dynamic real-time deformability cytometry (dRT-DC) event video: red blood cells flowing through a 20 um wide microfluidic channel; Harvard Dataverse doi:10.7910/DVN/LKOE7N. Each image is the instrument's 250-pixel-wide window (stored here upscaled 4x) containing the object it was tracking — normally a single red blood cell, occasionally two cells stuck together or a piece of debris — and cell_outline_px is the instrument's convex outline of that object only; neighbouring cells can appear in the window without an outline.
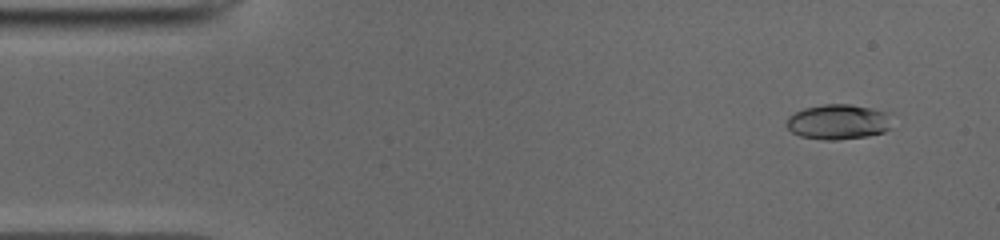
{"species": "common noctule bat (a hibernating species)", "species_latin": "Nyctalus noctula", "temperature_condition": "cold", "stored_images_in_passage": 42, "camera_frame_rate_fps": 3000, "um_per_image_px": 0.085, "animal": {"sex": "male", "body_mass_g": 19.0, "forearm_length_mm": 50.8}, "frame": {"image": 1, "passage_image": 4, "time_ms": 1.0, "image_size_px": [1000, 240], "cell_outline_px": [[888, 128], [884, 132], [868, 136], [836, 140], [824, 140], [800, 136], [792, 132], [788, 128], [788, 116], [804, 108], [824, 104], [852, 104], [872, 108], [888, 112]], "centroid_in_image_um": [71.23, 10.35], "position_along_channel_um": 13.8, "area_um2": 21.39}}
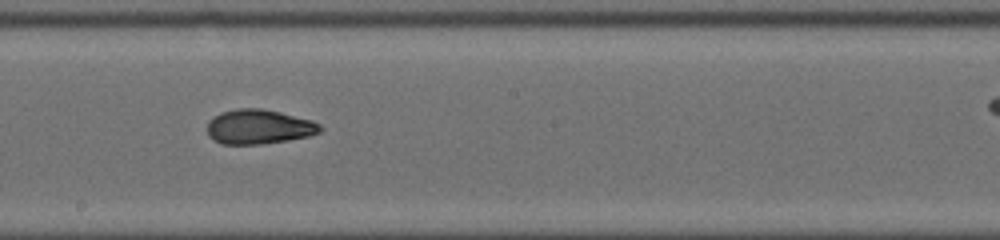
{"frame": {"image": 2, "passage_image": 28, "time_ms": 9.0, "image_size_px": [1000, 240], "cell_outline_px": [[324, 128], [320, 132], [308, 136], [260, 144], [220, 144], [212, 140], [208, 136], [208, 120], [220, 112], [236, 108], [260, 108], [280, 112], [312, 120], [320, 124]], "centroid_in_image_um": [21.97, 10.77], "position_along_channel_um": 226.2, "area_um2": 22.83}}
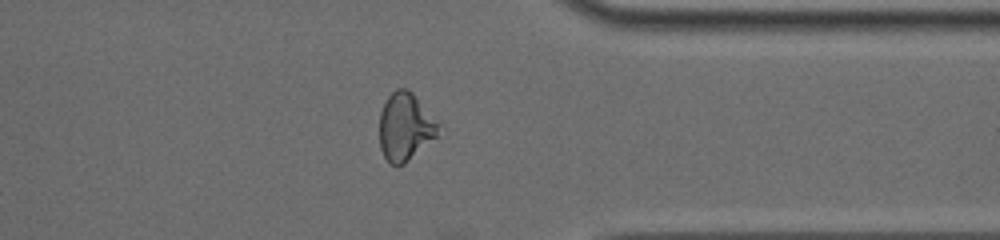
{"frame": {"image": 3, "passage_image": 40, "time_ms": 13.0, "image_size_px": [1000, 240], "cell_outline_px": [[440, 124], [436, 136], [404, 164], [388, 164], [380, 148], [380, 112], [388, 96], [396, 88], [408, 88], [412, 92]], "centroid_in_image_um": [34.42, 10.76], "position_along_channel_um": 377.0, "area_um2": 23.0}}